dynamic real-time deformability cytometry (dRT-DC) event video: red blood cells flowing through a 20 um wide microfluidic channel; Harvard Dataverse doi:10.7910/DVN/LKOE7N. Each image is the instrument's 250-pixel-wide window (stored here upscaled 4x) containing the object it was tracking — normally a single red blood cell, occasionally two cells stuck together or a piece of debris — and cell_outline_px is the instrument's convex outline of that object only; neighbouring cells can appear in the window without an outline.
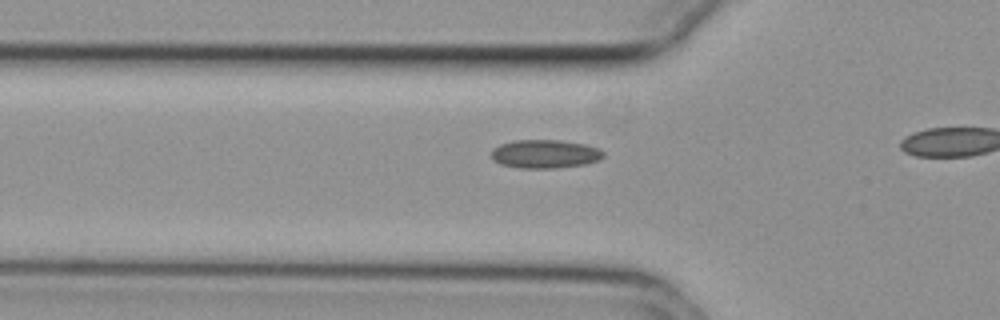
{"species": "common noctule bat (a hibernating species)", "species_latin": "Nyctalus noctula", "temperature_condition": "cold", "stored_images_in_passage": 12, "camera_frame_rate_fps": 3000, "um_per_image_px": 0.085, "animal": {"sex": "female", "body_mass_g": 29.2, "forearm_length_mm": 56.3}, "frame": {"image": 1, "passage_image": 10, "time_ms": 3.0, "image_size_px": [1000, 320], "cell_outline_px": [[604, 156], [600, 160], [584, 164], [556, 168], [520, 168], [500, 164], [492, 160], [492, 148], [500, 144], [512, 140], [560, 140], [584, 144], [600, 148], [604, 152]], "centroid_in_image_um": [46.32, 13.08], "position_along_channel_um": 79.5, "area_um2": 18.79}}